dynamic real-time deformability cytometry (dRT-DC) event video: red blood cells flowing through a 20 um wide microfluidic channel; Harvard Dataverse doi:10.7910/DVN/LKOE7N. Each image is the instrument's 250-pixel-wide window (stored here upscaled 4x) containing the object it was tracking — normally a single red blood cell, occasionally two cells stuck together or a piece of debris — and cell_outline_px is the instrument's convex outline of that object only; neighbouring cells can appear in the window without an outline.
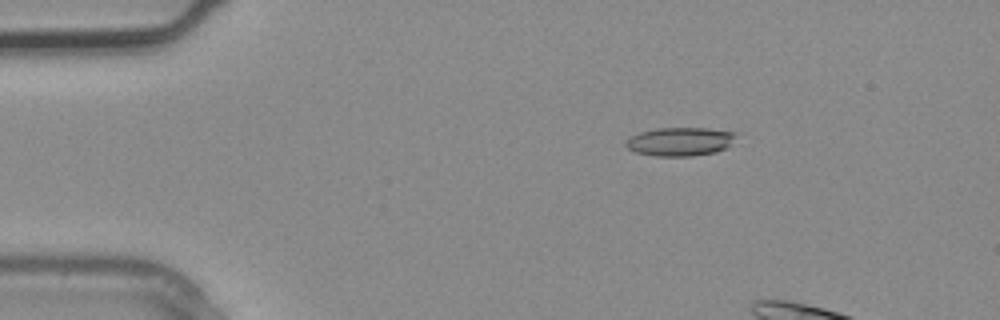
{"species": "common noctule bat (a hibernating species)", "species_latin": "Nyctalus noctula", "temperature_condition": "warm", "stored_images_in_passage": 3, "camera_frame_rate_fps": 3000, "um_per_image_px": 0.085, "animal": {"sex": "male", "body_mass_g": 20.4}, "frame": {"image": 1, "passage_image": 1, "time_ms": 0.0, "image_size_px": [1000, 320], "cell_outline_px": [[740, 132], [728, 148], [716, 152], [692, 156], [656, 156], [636, 152], [628, 148], [624, 144], [624, 140], [640, 132], [656, 128], [708, 128]], "centroid_in_image_um": [57.86, 12.03], "position_along_channel_um": 27.1, "area_um2": 18.67}}